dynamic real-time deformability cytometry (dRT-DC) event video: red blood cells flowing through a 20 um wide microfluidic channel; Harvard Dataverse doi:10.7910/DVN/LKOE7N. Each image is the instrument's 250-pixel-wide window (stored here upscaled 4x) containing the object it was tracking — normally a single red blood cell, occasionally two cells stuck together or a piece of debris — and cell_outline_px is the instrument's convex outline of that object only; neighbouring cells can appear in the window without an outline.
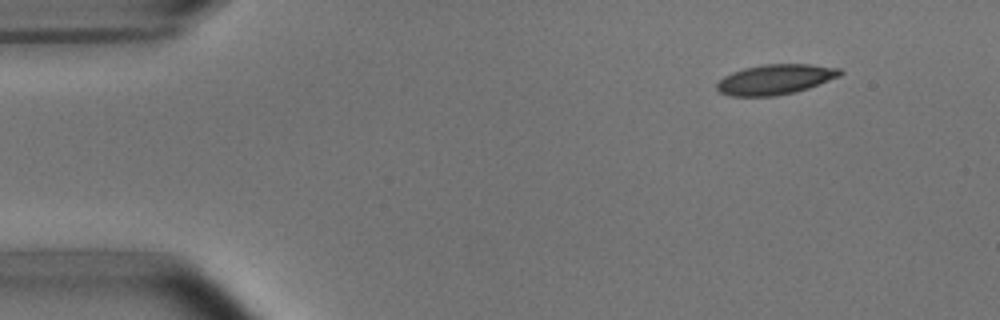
{"species": "common noctule bat (a hibernating species)", "species_latin": "Nyctalus noctula", "temperature_condition": "room temperature", "stored_images_in_passage": 49, "camera_frame_rate_fps": 3000, "um_per_image_px": 0.085, "animal": {"sex": "male", "body_mass_g": 15.6}, "frame": {"image": 1, "passage_image": 3, "time_ms": 0.667, "image_size_px": [1000, 320], "cell_outline_px": [[844, 72], [840, 76], [808, 88], [796, 92], [776, 96], [732, 96], [720, 92], [716, 88], [716, 84], [724, 76], [732, 72], [744, 68], [764, 64], [808, 64], [840, 68]], "centroid_in_image_um": [65.91, 6.75], "position_along_channel_um": 19.1, "area_um2": 21.62}}
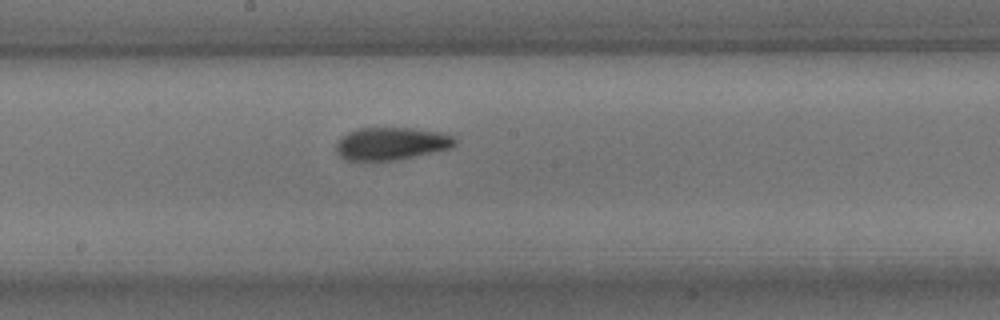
{"frame": {"image": 2, "passage_image": 25, "time_ms": 8.0, "image_size_px": [1000, 320], "cell_outline_px": [[456, 144], [452, 148], [436, 152], [396, 160], [372, 164], [344, 160], [336, 152], [336, 144], [340, 136], [356, 128], [412, 128], [440, 132], [452, 136], [456, 140]], "centroid_in_image_um": [33.19, 12.25], "position_along_channel_um": 215.0, "area_um2": 23.52}}
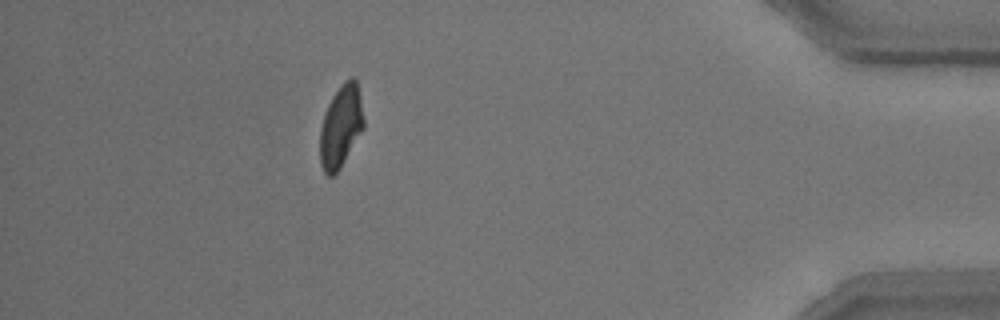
{"frame": {"image": 3, "passage_image": 44, "time_ms": 14.333, "image_size_px": [1000, 320], "cell_outline_px": [[364, 128], [340, 168], [332, 176], [328, 176], [324, 172], [320, 164], [320, 128], [328, 104], [332, 96], [340, 84], [344, 80], [352, 76], [356, 80], [360, 96], [364, 120]], "centroid_in_image_um": [28.97, 10.72], "position_along_channel_um": 406.2, "area_um2": 20.98}, "authors_computed_cell_mechanics": {"area_um2": 21.9062, "velocity_mm_per_s": 3.8099, "shape_relaxation_time_tau1_ms": 3.0871, "shape_relaxation_time_tau2_ms": 1.8995, "deformation_change_tau1": 0.1669, "deformation_change_tau2": 0.0952}}